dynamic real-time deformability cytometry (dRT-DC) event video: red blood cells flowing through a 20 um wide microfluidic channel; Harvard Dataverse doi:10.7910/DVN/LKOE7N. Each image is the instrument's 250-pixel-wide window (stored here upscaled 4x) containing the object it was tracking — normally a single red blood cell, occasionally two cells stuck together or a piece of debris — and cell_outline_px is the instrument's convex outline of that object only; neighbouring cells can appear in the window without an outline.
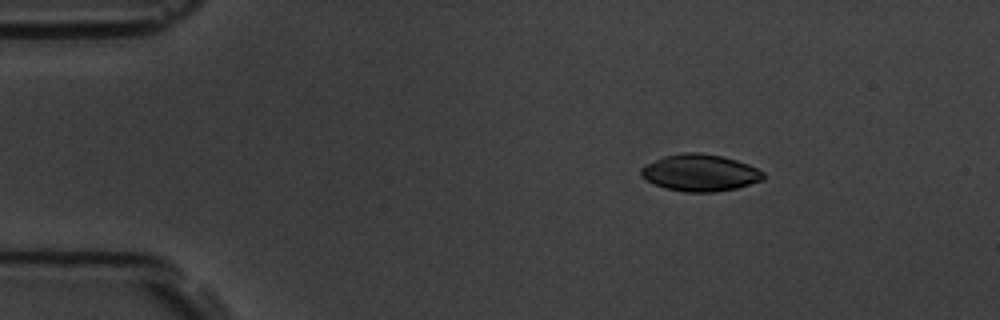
{"species": "common noctule bat (a hibernating species)", "species_latin": "Nyctalus noctula", "temperature_condition": "room temperature", "stored_images_in_passage": 3, "camera_frame_rate_fps": 3000, "um_per_image_px": 0.085, "animal": {"sex": "male", "body_mass_g": 19.5, "forearm_length_mm": 54.6}, "frame": {"image": 1, "passage_image": 1, "time_ms": 0.0, "image_size_px": [1000, 320], "cell_outline_px": [[764, 180], [736, 188], [712, 192], [684, 192], [664, 188], [640, 176], [640, 168], [664, 156], [684, 152], [700, 152], [724, 156], [748, 164], [764, 172]], "centroid_in_image_um": [59.52, 14.68], "position_along_channel_um": 25.5, "area_um2": 26.24}}
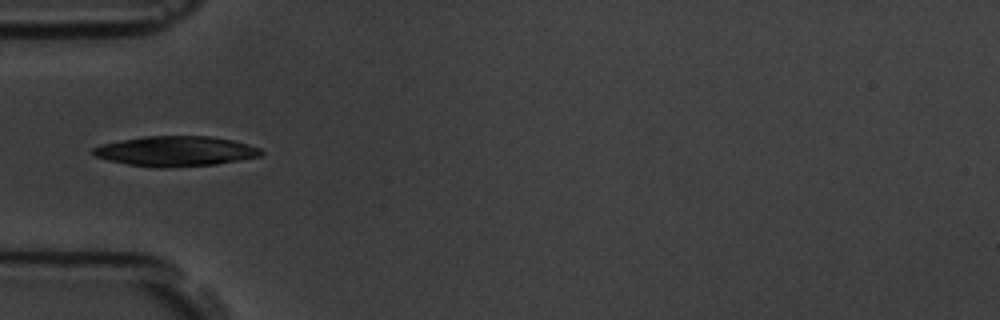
{"frame": {"image": 2, "passage_image": 3, "time_ms": 3.0, "image_size_px": [1000, 320], "cell_outline_px": [[264, 152], [260, 156], [240, 160], [216, 164], [164, 168], [152, 168], [128, 164], [108, 160], [96, 156], [92, 152], [92, 148], [100, 144], [144, 136], [212, 136], [232, 140], [248, 144], [260, 148]], "centroid_in_image_um": [14.93, 12.85], "position_along_channel_um": 70.1, "area_um2": 29.54}}